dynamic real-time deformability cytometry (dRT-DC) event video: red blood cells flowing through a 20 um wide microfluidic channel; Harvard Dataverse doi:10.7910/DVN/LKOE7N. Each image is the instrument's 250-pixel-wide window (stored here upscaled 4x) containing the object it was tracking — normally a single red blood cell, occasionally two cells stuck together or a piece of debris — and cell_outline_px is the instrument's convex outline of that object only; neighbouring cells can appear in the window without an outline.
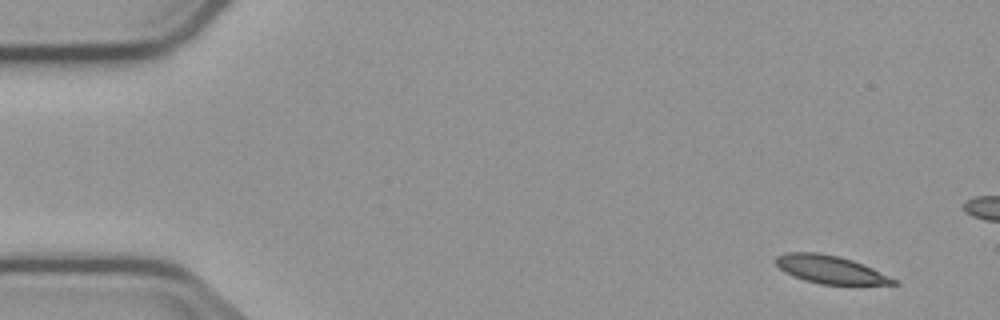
{"species": "common noctule bat (a hibernating species)", "species_latin": "Nyctalus noctula", "temperature_condition": "cold", "stored_images_in_passage": 4, "camera_frame_rate_fps": 3000, "um_per_image_px": 0.085, "animal": {"sex": "male", "body_mass_g": 23.1, "forearm_length_mm": 52.7}, "frame": {"image": 1, "passage_image": 1, "time_ms": 0.0, "image_size_px": [1000, 320], "cell_outline_px": [[900, 284], [820, 284], [804, 280], [792, 276], [784, 272], [776, 264], [776, 256], [788, 252], [816, 252], [840, 256], [864, 264], [900, 280]], "centroid_in_image_um": [70.61, 22.91], "position_along_channel_um": 14.4, "area_um2": 19.31}}